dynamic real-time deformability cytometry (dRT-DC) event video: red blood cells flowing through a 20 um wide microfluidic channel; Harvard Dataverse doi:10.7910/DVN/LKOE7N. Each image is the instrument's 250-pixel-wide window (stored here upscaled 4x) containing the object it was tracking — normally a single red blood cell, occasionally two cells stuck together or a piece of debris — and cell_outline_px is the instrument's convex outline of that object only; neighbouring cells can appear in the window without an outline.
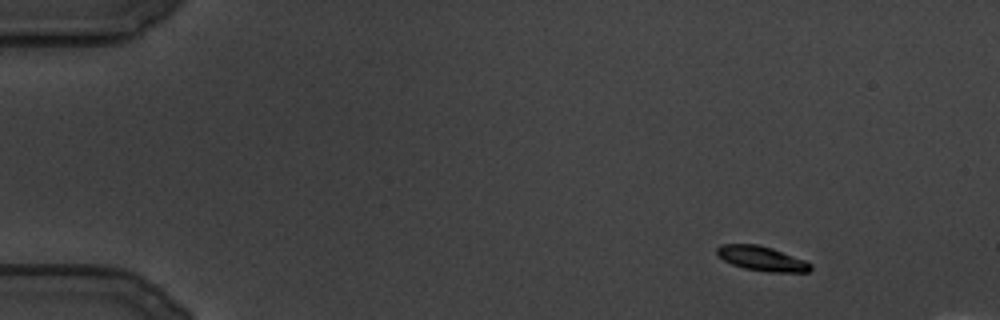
{"species": "common noctule bat (a hibernating species)", "species_latin": "Nyctalus noctula", "temperature_condition": "cold", "stored_images_in_passage": 23, "camera_frame_rate_fps": 3000, "um_per_image_px": 0.085, "animal": {"sex": "male", "body_mass_g": 19.5, "forearm_length_mm": 54.6}, "frame": {"image": 1, "passage_image": 1, "time_ms": 0.0, "image_size_px": [1000, 320], "cell_outline_px": [[812, 268], [808, 272], [768, 272], [744, 268], [732, 264], [716, 256], [716, 248], [720, 244], [756, 244], [772, 248], [804, 260], [812, 264]], "centroid_in_image_um": [64.72, 21.97], "position_along_channel_um": 20.3, "area_um2": 13.47}}